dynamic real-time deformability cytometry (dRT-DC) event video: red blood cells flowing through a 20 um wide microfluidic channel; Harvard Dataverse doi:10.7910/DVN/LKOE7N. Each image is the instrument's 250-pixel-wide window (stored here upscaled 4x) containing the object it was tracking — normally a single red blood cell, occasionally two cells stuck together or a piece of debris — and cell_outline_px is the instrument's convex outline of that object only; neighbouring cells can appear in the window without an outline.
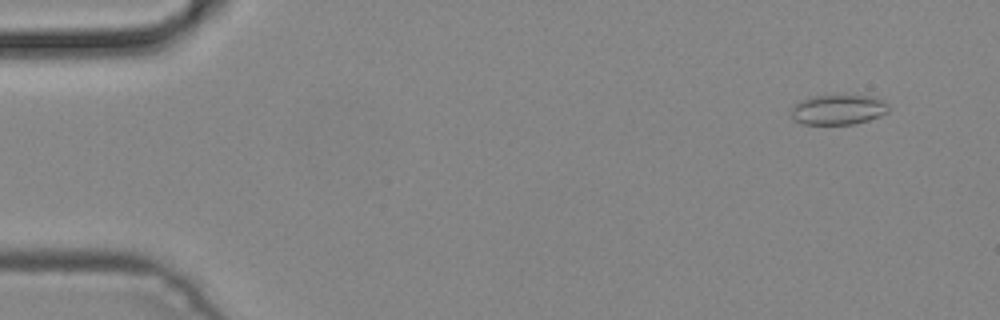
{"species": "common noctule bat (a hibernating species)", "species_latin": "Nyctalus noctula", "temperature_condition": "cold", "stored_images_in_passage": 4, "camera_frame_rate_fps": 3000, "um_per_image_px": 0.085, "animal": {"sex": "male", "body_mass_g": 19.2, "forearm_length_mm": 51.8}, "frame": {"image": 1, "passage_image": 1, "time_ms": 0.0, "image_size_px": [1000, 320], "cell_outline_px": [[888, 112], [880, 116], [856, 124], [804, 124], [796, 120], [792, 116], [792, 108], [800, 100], [812, 96], [876, 96], [888, 104]], "centroid_in_image_um": [71.28, 9.32], "position_along_channel_um": 13.7, "area_um2": 16.88}}